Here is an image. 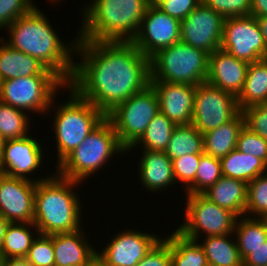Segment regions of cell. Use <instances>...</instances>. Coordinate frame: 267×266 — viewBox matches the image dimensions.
I'll return each instance as SVG.
<instances>
[{"label":"cell","mask_w":267,"mask_h":266,"mask_svg":"<svg viewBox=\"0 0 267 266\" xmlns=\"http://www.w3.org/2000/svg\"><path fill=\"white\" fill-rule=\"evenodd\" d=\"M75 57L67 86L105 115L150 84V58L131 41L78 39Z\"/></svg>","instance_id":"cell-1"},{"label":"cell","mask_w":267,"mask_h":266,"mask_svg":"<svg viewBox=\"0 0 267 266\" xmlns=\"http://www.w3.org/2000/svg\"><path fill=\"white\" fill-rule=\"evenodd\" d=\"M36 6L30 13L17 18L6 29L9 38H2L12 48L36 58L47 69L58 75L66 84L74 71L78 34L63 42L46 14Z\"/></svg>","instance_id":"cell-2"},{"label":"cell","mask_w":267,"mask_h":266,"mask_svg":"<svg viewBox=\"0 0 267 266\" xmlns=\"http://www.w3.org/2000/svg\"><path fill=\"white\" fill-rule=\"evenodd\" d=\"M52 172L48 179L36 183L33 223L44 235L77 231L84 226V202L76 190L83 183L61 177L54 169Z\"/></svg>","instance_id":"cell-3"},{"label":"cell","mask_w":267,"mask_h":266,"mask_svg":"<svg viewBox=\"0 0 267 266\" xmlns=\"http://www.w3.org/2000/svg\"><path fill=\"white\" fill-rule=\"evenodd\" d=\"M152 0H88L82 5L78 39L132 41Z\"/></svg>","instance_id":"cell-4"},{"label":"cell","mask_w":267,"mask_h":266,"mask_svg":"<svg viewBox=\"0 0 267 266\" xmlns=\"http://www.w3.org/2000/svg\"><path fill=\"white\" fill-rule=\"evenodd\" d=\"M65 90L70 92L68 100L57 104L55 97L46 113L49 117L51 114L54 115L51 116L54 117L51 120L53 124L51 128L56 141L57 165L106 118L103 112L79 97L71 88L66 86Z\"/></svg>","instance_id":"cell-5"},{"label":"cell","mask_w":267,"mask_h":266,"mask_svg":"<svg viewBox=\"0 0 267 266\" xmlns=\"http://www.w3.org/2000/svg\"><path fill=\"white\" fill-rule=\"evenodd\" d=\"M123 154L126 155V149L120 144L112 123L105 118L76 149L55 166V172L61 177L84 183L101 171L103 166H107L109 160L114 159L113 156Z\"/></svg>","instance_id":"cell-6"},{"label":"cell","mask_w":267,"mask_h":266,"mask_svg":"<svg viewBox=\"0 0 267 266\" xmlns=\"http://www.w3.org/2000/svg\"><path fill=\"white\" fill-rule=\"evenodd\" d=\"M209 53L181 40L150 57V81L188 85L206 82Z\"/></svg>","instance_id":"cell-7"},{"label":"cell","mask_w":267,"mask_h":266,"mask_svg":"<svg viewBox=\"0 0 267 266\" xmlns=\"http://www.w3.org/2000/svg\"><path fill=\"white\" fill-rule=\"evenodd\" d=\"M67 84L54 72L45 69L40 75L3 80L0 101L28 114L45 115L53 99Z\"/></svg>","instance_id":"cell-8"},{"label":"cell","mask_w":267,"mask_h":266,"mask_svg":"<svg viewBox=\"0 0 267 266\" xmlns=\"http://www.w3.org/2000/svg\"><path fill=\"white\" fill-rule=\"evenodd\" d=\"M158 112V97L149 84L144 90L117 105L106 118L112 123L120 144L128 150L145 133Z\"/></svg>","instance_id":"cell-9"},{"label":"cell","mask_w":267,"mask_h":266,"mask_svg":"<svg viewBox=\"0 0 267 266\" xmlns=\"http://www.w3.org/2000/svg\"><path fill=\"white\" fill-rule=\"evenodd\" d=\"M184 219L177 230L184 237L199 240L202 237L231 234L237 216L228 209L210 201L203 194L186 195Z\"/></svg>","instance_id":"cell-10"},{"label":"cell","mask_w":267,"mask_h":266,"mask_svg":"<svg viewBox=\"0 0 267 266\" xmlns=\"http://www.w3.org/2000/svg\"><path fill=\"white\" fill-rule=\"evenodd\" d=\"M239 112L235 95L206 82L196 86L191 124L201 134L227 123Z\"/></svg>","instance_id":"cell-11"},{"label":"cell","mask_w":267,"mask_h":266,"mask_svg":"<svg viewBox=\"0 0 267 266\" xmlns=\"http://www.w3.org/2000/svg\"><path fill=\"white\" fill-rule=\"evenodd\" d=\"M221 49L248 64L264 59L267 48L256 17L225 18Z\"/></svg>","instance_id":"cell-12"},{"label":"cell","mask_w":267,"mask_h":266,"mask_svg":"<svg viewBox=\"0 0 267 266\" xmlns=\"http://www.w3.org/2000/svg\"><path fill=\"white\" fill-rule=\"evenodd\" d=\"M31 135L22 139L3 141L0 156L1 174L28 179L36 183L48 179L52 175L49 173L45 175L46 177L41 176L42 178L36 175V171L39 172L41 167L45 169L42 164L45 162L43 158L47 151H44L43 146H41L42 143L38 141L39 139Z\"/></svg>","instance_id":"cell-13"},{"label":"cell","mask_w":267,"mask_h":266,"mask_svg":"<svg viewBox=\"0 0 267 266\" xmlns=\"http://www.w3.org/2000/svg\"><path fill=\"white\" fill-rule=\"evenodd\" d=\"M180 31L181 21L163 12L152 2L131 42L150 58L158 50L180 41Z\"/></svg>","instance_id":"cell-14"},{"label":"cell","mask_w":267,"mask_h":266,"mask_svg":"<svg viewBox=\"0 0 267 266\" xmlns=\"http://www.w3.org/2000/svg\"><path fill=\"white\" fill-rule=\"evenodd\" d=\"M225 18L201 2L181 21L180 40L211 54L221 49Z\"/></svg>","instance_id":"cell-15"},{"label":"cell","mask_w":267,"mask_h":266,"mask_svg":"<svg viewBox=\"0 0 267 266\" xmlns=\"http://www.w3.org/2000/svg\"><path fill=\"white\" fill-rule=\"evenodd\" d=\"M109 242L97 254L112 266H135L151 250V248L162 238L161 236L125 228L112 235Z\"/></svg>","instance_id":"cell-16"},{"label":"cell","mask_w":267,"mask_h":266,"mask_svg":"<svg viewBox=\"0 0 267 266\" xmlns=\"http://www.w3.org/2000/svg\"><path fill=\"white\" fill-rule=\"evenodd\" d=\"M36 182L0 173V215L9 223L34 220Z\"/></svg>","instance_id":"cell-17"},{"label":"cell","mask_w":267,"mask_h":266,"mask_svg":"<svg viewBox=\"0 0 267 266\" xmlns=\"http://www.w3.org/2000/svg\"><path fill=\"white\" fill-rule=\"evenodd\" d=\"M159 101V111L176 126L192 122L196 85L150 81Z\"/></svg>","instance_id":"cell-18"},{"label":"cell","mask_w":267,"mask_h":266,"mask_svg":"<svg viewBox=\"0 0 267 266\" xmlns=\"http://www.w3.org/2000/svg\"><path fill=\"white\" fill-rule=\"evenodd\" d=\"M249 64L217 49L209 54L206 83L236 97L242 92Z\"/></svg>","instance_id":"cell-19"},{"label":"cell","mask_w":267,"mask_h":266,"mask_svg":"<svg viewBox=\"0 0 267 266\" xmlns=\"http://www.w3.org/2000/svg\"><path fill=\"white\" fill-rule=\"evenodd\" d=\"M84 226L77 231L53 234L54 266H90L97 254Z\"/></svg>","instance_id":"cell-20"},{"label":"cell","mask_w":267,"mask_h":266,"mask_svg":"<svg viewBox=\"0 0 267 266\" xmlns=\"http://www.w3.org/2000/svg\"><path fill=\"white\" fill-rule=\"evenodd\" d=\"M141 150L137 177L143 188L152 194L170 190L176 183L172 160L163 151Z\"/></svg>","instance_id":"cell-21"},{"label":"cell","mask_w":267,"mask_h":266,"mask_svg":"<svg viewBox=\"0 0 267 266\" xmlns=\"http://www.w3.org/2000/svg\"><path fill=\"white\" fill-rule=\"evenodd\" d=\"M247 191L248 183L222 176L202 194L218 206L228 209L240 217L245 216Z\"/></svg>","instance_id":"cell-22"},{"label":"cell","mask_w":267,"mask_h":266,"mask_svg":"<svg viewBox=\"0 0 267 266\" xmlns=\"http://www.w3.org/2000/svg\"><path fill=\"white\" fill-rule=\"evenodd\" d=\"M46 67L36 58L12 48L0 38V76L2 80L40 75Z\"/></svg>","instance_id":"cell-23"},{"label":"cell","mask_w":267,"mask_h":266,"mask_svg":"<svg viewBox=\"0 0 267 266\" xmlns=\"http://www.w3.org/2000/svg\"><path fill=\"white\" fill-rule=\"evenodd\" d=\"M244 125L245 118L240 111L232 120L204 133V154L220 159L236 149L238 134Z\"/></svg>","instance_id":"cell-24"},{"label":"cell","mask_w":267,"mask_h":266,"mask_svg":"<svg viewBox=\"0 0 267 266\" xmlns=\"http://www.w3.org/2000/svg\"><path fill=\"white\" fill-rule=\"evenodd\" d=\"M233 236L234 234L231 233L196 240L201 241L199 244L204 250L209 266H243V260Z\"/></svg>","instance_id":"cell-25"},{"label":"cell","mask_w":267,"mask_h":266,"mask_svg":"<svg viewBox=\"0 0 267 266\" xmlns=\"http://www.w3.org/2000/svg\"><path fill=\"white\" fill-rule=\"evenodd\" d=\"M222 176L249 183L257 176L267 173V165L259 158L237 149L220 158Z\"/></svg>","instance_id":"cell-26"},{"label":"cell","mask_w":267,"mask_h":266,"mask_svg":"<svg viewBox=\"0 0 267 266\" xmlns=\"http://www.w3.org/2000/svg\"><path fill=\"white\" fill-rule=\"evenodd\" d=\"M264 103H267V61L262 59L249 64L243 90L237 97V104L242 111L252 105Z\"/></svg>","instance_id":"cell-27"},{"label":"cell","mask_w":267,"mask_h":266,"mask_svg":"<svg viewBox=\"0 0 267 266\" xmlns=\"http://www.w3.org/2000/svg\"><path fill=\"white\" fill-rule=\"evenodd\" d=\"M38 234L33 222L9 223L3 236L0 254L4 258L26 257Z\"/></svg>","instance_id":"cell-28"},{"label":"cell","mask_w":267,"mask_h":266,"mask_svg":"<svg viewBox=\"0 0 267 266\" xmlns=\"http://www.w3.org/2000/svg\"><path fill=\"white\" fill-rule=\"evenodd\" d=\"M164 237L171 243V266H209L199 241L186 238L177 230Z\"/></svg>","instance_id":"cell-29"},{"label":"cell","mask_w":267,"mask_h":266,"mask_svg":"<svg viewBox=\"0 0 267 266\" xmlns=\"http://www.w3.org/2000/svg\"><path fill=\"white\" fill-rule=\"evenodd\" d=\"M175 127L176 125L159 111L149 123L145 133L130 149L126 150V153L129 154L133 150L135 152L137 148L164 152Z\"/></svg>","instance_id":"cell-30"},{"label":"cell","mask_w":267,"mask_h":266,"mask_svg":"<svg viewBox=\"0 0 267 266\" xmlns=\"http://www.w3.org/2000/svg\"><path fill=\"white\" fill-rule=\"evenodd\" d=\"M164 152L171 160L186 154H203V134L192 124L176 126Z\"/></svg>","instance_id":"cell-31"},{"label":"cell","mask_w":267,"mask_h":266,"mask_svg":"<svg viewBox=\"0 0 267 266\" xmlns=\"http://www.w3.org/2000/svg\"><path fill=\"white\" fill-rule=\"evenodd\" d=\"M233 234L242 260L249 254V249L267 240V231L259 218L237 217Z\"/></svg>","instance_id":"cell-32"},{"label":"cell","mask_w":267,"mask_h":266,"mask_svg":"<svg viewBox=\"0 0 267 266\" xmlns=\"http://www.w3.org/2000/svg\"><path fill=\"white\" fill-rule=\"evenodd\" d=\"M33 116L0 101V137L3 141L22 139L31 134Z\"/></svg>","instance_id":"cell-33"},{"label":"cell","mask_w":267,"mask_h":266,"mask_svg":"<svg viewBox=\"0 0 267 266\" xmlns=\"http://www.w3.org/2000/svg\"><path fill=\"white\" fill-rule=\"evenodd\" d=\"M221 177L220 159L203 153L196 171L195 182L185 191V194H202Z\"/></svg>","instance_id":"cell-34"},{"label":"cell","mask_w":267,"mask_h":266,"mask_svg":"<svg viewBox=\"0 0 267 266\" xmlns=\"http://www.w3.org/2000/svg\"><path fill=\"white\" fill-rule=\"evenodd\" d=\"M267 212V173L248 183L245 216L258 218Z\"/></svg>","instance_id":"cell-35"},{"label":"cell","mask_w":267,"mask_h":266,"mask_svg":"<svg viewBox=\"0 0 267 266\" xmlns=\"http://www.w3.org/2000/svg\"><path fill=\"white\" fill-rule=\"evenodd\" d=\"M32 266H54L53 234H38L25 257Z\"/></svg>","instance_id":"cell-36"},{"label":"cell","mask_w":267,"mask_h":266,"mask_svg":"<svg viewBox=\"0 0 267 266\" xmlns=\"http://www.w3.org/2000/svg\"><path fill=\"white\" fill-rule=\"evenodd\" d=\"M202 154H186L172 160L173 173L176 183L186 191L194 182L196 171Z\"/></svg>","instance_id":"cell-37"},{"label":"cell","mask_w":267,"mask_h":266,"mask_svg":"<svg viewBox=\"0 0 267 266\" xmlns=\"http://www.w3.org/2000/svg\"><path fill=\"white\" fill-rule=\"evenodd\" d=\"M236 149L261 159L267 165V140L252 132L245 125L238 134Z\"/></svg>","instance_id":"cell-38"},{"label":"cell","mask_w":267,"mask_h":266,"mask_svg":"<svg viewBox=\"0 0 267 266\" xmlns=\"http://www.w3.org/2000/svg\"><path fill=\"white\" fill-rule=\"evenodd\" d=\"M35 4L33 0H0V31L30 13L37 6Z\"/></svg>","instance_id":"cell-39"},{"label":"cell","mask_w":267,"mask_h":266,"mask_svg":"<svg viewBox=\"0 0 267 266\" xmlns=\"http://www.w3.org/2000/svg\"><path fill=\"white\" fill-rule=\"evenodd\" d=\"M224 18L250 15L251 0H202Z\"/></svg>","instance_id":"cell-40"},{"label":"cell","mask_w":267,"mask_h":266,"mask_svg":"<svg viewBox=\"0 0 267 266\" xmlns=\"http://www.w3.org/2000/svg\"><path fill=\"white\" fill-rule=\"evenodd\" d=\"M245 126L267 140V103L252 105L242 110Z\"/></svg>","instance_id":"cell-41"},{"label":"cell","mask_w":267,"mask_h":266,"mask_svg":"<svg viewBox=\"0 0 267 266\" xmlns=\"http://www.w3.org/2000/svg\"><path fill=\"white\" fill-rule=\"evenodd\" d=\"M135 266H171V243L161 238Z\"/></svg>","instance_id":"cell-42"},{"label":"cell","mask_w":267,"mask_h":266,"mask_svg":"<svg viewBox=\"0 0 267 266\" xmlns=\"http://www.w3.org/2000/svg\"><path fill=\"white\" fill-rule=\"evenodd\" d=\"M152 2L163 12L182 21L202 0H152Z\"/></svg>","instance_id":"cell-43"},{"label":"cell","mask_w":267,"mask_h":266,"mask_svg":"<svg viewBox=\"0 0 267 266\" xmlns=\"http://www.w3.org/2000/svg\"><path fill=\"white\" fill-rule=\"evenodd\" d=\"M243 266H267V240L256 248L249 249Z\"/></svg>","instance_id":"cell-44"},{"label":"cell","mask_w":267,"mask_h":266,"mask_svg":"<svg viewBox=\"0 0 267 266\" xmlns=\"http://www.w3.org/2000/svg\"><path fill=\"white\" fill-rule=\"evenodd\" d=\"M250 15L253 17L267 16V0H251Z\"/></svg>","instance_id":"cell-45"},{"label":"cell","mask_w":267,"mask_h":266,"mask_svg":"<svg viewBox=\"0 0 267 266\" xmlns=\"http://www.w3.org/2000/svg\"><path fill=\"white\" fill-rule=\"evenodd\" d=\"M3 266H32L25 257L4 258Z\"/></svg>","instance_id":"cell-46"},{"label":"cell","mask_w":267,"mask_h":266,"mask_svg":"<svg viewBox=\"0 0 267 266\" xmlns=\"http://www.w3.org/2000/svg\"><path fill=\"white\" fill-rule=\"evenodd\" d=\"M260 31L263 35V39L267 48V16L265 17H256Z\"/></svg>","instance_id":"cell-47"},{"label":"cell","mask_w":267,"mask_h":266,"mask_svg":"<svg viewBox=\"0 0 267 266\" xmlns=\"http://www.w3.org/2000/svg\"><path fill=\"white\" fill-rule=\"evenodd\" d=\"M8 224L9 222L0 215V250L3 241V236L5 234Z\"/></svg>","instance_id":"cell-48"},{"label":"cell","mask_w":267,"mask_h":266,"mask_svg":"<svg viewBox=\"0 0 267 266\" xmlns=\"http://www.w3.org/2000/svg\"><path fill=\"white\" fill-rule=\"evenodd\" d=\"M90 266H112V265L105 262L98 254H96Z\"/></svg>","instance_id":"cell-49"},{"label":"cell","mask_w":267,"mask_h":266,"mask_svg":"<svg viewBox=\"0 0 267 266\" xmlns=\"http://www.w3.org/2000/svg\"><path fill=\"white\" fill-rule=\"evenodd\" d=\"M259 220L263 223L265 230L267 231V212L263 213L260 217H258Z\"/></svg>","instance_id":"cell-50"},{"label":"cell","mask_w":267,"mask_h":266,"mask_svg":"<svg viewBox=\"0 0 267 266\" xmlns=\"http://www.w3.org/2000/svg\"><path fill=\"white\" fill-rule=\"evenodd\" d=\"M4 264V257L0 254V266Z\"/></svg>","instance_id":"cell-51"},{"label":"cell","mask_w":267,"mask_h":266,"mask_svg":"<svg viewBox=\"0 0 267 266\" xmlns=\"http://www.w3.org/2000/svg\"><path fill=\"white\" fill-rule=\"evenodd\" d=\"M49 1H51V3H52V4H54V3H55V4H57V5H58V4H59V3H60L62 0H49ZM56 2H57V3H56Z\"/></svg>","instance_id":"cell-52"},{"label":"cell","mask_w":267,"mask_h":266,"mask_svg":"<svg viewBox=\"0 0 267 266\" xmlns=\"http://www.w3.org/2000/svg\"><path fill=\"white\" fill-rule=\"evenodd\" d=\"M2 145H3V140H2V138L0 137V156H1V151H2Z\"/></svg>","instance_id":"cell-53"},{"label":"cell","mask_w":267,"mask_h":266,"mask_svg":"<svg viewBox=\"0 0 267 266\" xmlns=\"http://www.w3.org/2000/svg\"><path fill=\"white\" fill-rule=\"evenodd\" d=\"M2 82H3V80H2V78H1V76H0V88H1V84H2Z\"/></svg>","instance_id":"cell-54"}]
</instances>
